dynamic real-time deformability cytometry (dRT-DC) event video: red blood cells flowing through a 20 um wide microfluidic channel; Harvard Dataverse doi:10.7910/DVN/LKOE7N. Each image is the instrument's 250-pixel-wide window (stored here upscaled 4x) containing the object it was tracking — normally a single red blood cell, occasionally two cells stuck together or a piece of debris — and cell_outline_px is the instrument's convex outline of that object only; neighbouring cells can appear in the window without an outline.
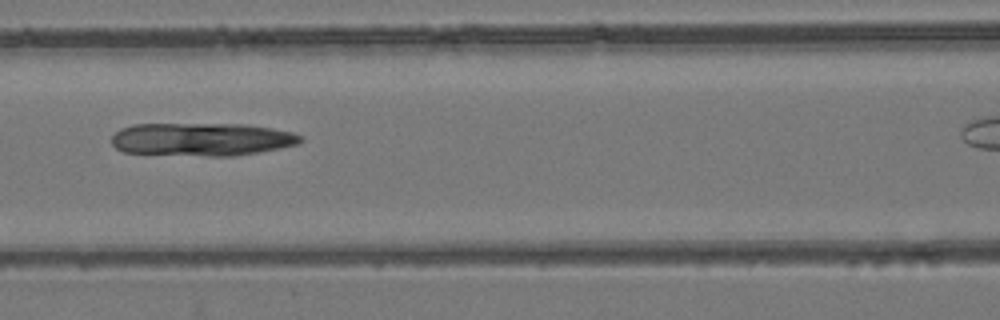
{"species": "common noctule bat (a hibernating species)", "species_latin": "Nyctalus noctula", "temperature_condition": "room temperature", "stored_images_in_passage": 6, "segment_of_instrument_passage": [1, 2], "camera_frame_rate_fps": 3000, "um_per_image_px": 0.085, "animal": {"sex": "female", "body_mass_g": 24.6, "forearm_length_mm": 56.2}, "frame": {"image": 1, "passage_image": 5, "time_ms": 4.333, "image_size_px": [1000, 320], "cell_outline_px": [[304, 140], [300, 144], [280, 148], [232, 156], [208, 156], [124, 152], [116, 148], [112, 144], [112, 136], [120, 128], [132, 124], [248, 124], [272, 128], [292, 132], [300, 136]], "centroid_in_image_um": [17.15, 11.83], "position_along_channel_um": 149.4, "area_um2": 36.47}}